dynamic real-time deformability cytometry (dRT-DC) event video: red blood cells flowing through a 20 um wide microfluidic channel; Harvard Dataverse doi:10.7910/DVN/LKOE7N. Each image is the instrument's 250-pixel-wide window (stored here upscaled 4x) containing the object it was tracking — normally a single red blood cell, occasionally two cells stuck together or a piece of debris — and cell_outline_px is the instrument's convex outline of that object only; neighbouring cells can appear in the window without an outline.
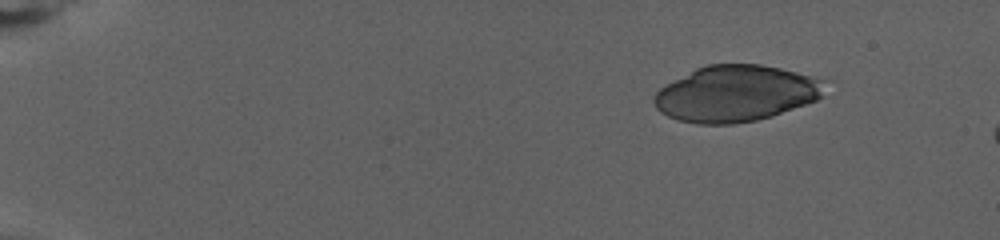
{"species": "human", "species_latin": "Homo sapiens", "temperature_condition": "warm", "stored_images_in_passage": 13, "camera_frame_rate_fps": 3000, "um_per_image_px": 0.085, "donor": {"sex": "female"}, "frame": {"image": 1, "passage_image": 1, "time_ms": 0.0, "image_size_px": [1000, 240], "cell_outline_px": [[824, 96], [816, 100], [772, 116], [756, 120], [732, 124], [696, 124], [676, 120], [660, 112], [656, 108], [652, 100], [656, 92], [660, 88], [696, 68], [704, 64], [760, 64], [780, 68], [796, 72], [820, 80]], "centroid_in_image_um": [62.48, 7.96], "position_along_channel_um": 22.5, "area_um2": 55.55}}